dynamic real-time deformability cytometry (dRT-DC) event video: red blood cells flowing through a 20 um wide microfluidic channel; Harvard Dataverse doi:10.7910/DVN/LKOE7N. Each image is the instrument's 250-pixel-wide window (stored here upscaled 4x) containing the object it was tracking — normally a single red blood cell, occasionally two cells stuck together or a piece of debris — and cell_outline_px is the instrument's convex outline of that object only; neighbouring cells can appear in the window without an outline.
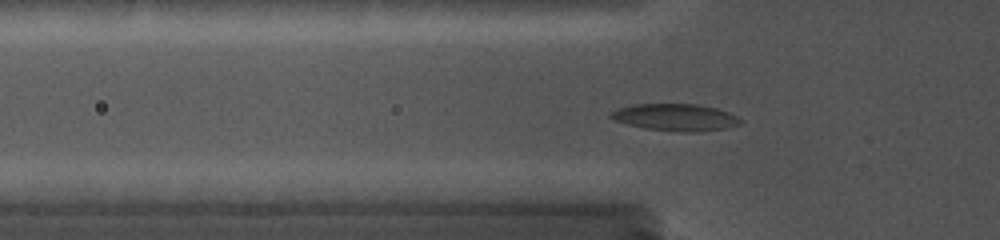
{"species": "common noctule bat (a hibernating species)", "species_latin": "Nyctalus noctula", "temperature_condition": "cold", "stored_images_in_passage": 70, "camera_frame_rate_fps": 5000, "um_per_image_px": 0.085, "animal": {"sex": "female", "body_mass_g": 19.0, "forearm_length_mm": 56.7}, "frame": {"image": 1, "passage_image": 30, "time_ms": 6.2, "image_size_px": [1000, 240], "cell_outline_px": [[744, 120], [740, 124], [724, 128], [700, 132], [684, 132], [644, 128], [612, 120], [608, 116], [616, 108], [632, 104], [696, 104], [716, 108], [728, 112]], "centroid_in_image_um": [57.39, 9.97], "position_along_channel_um": 68.4, "area_um2": 20.46}}
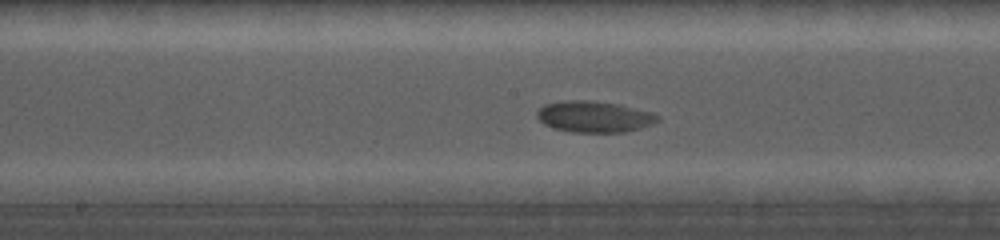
{"frame": {"image": 2, "passage_image": 45, "time_ms": 9.8, "image_size_px": [1000, 240], "cell_outline_px": [[660, 120], [652, 124], [640, 128], [624, 132], [572, 132], [552, 128], [544, 124], [536, 116], [536, 112], [544, 104], [564, 100], [592, 100], [620, 104], [656, 112], [660, 116]], "centroid_in_image_um": [50.54, 9.9], "position_along_channel_um": 197.7, "area_um2": 22.37}}
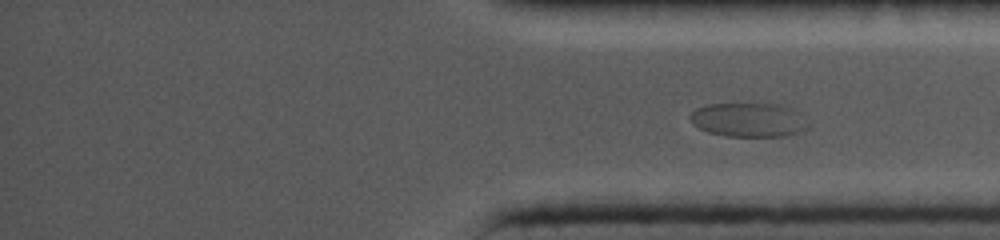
{"frame": {"image": 3, "passage_image": 70, "time_ms": 14.6, "image_size_px": [1000, 240], "cell_outline_px": [[808, 128], [800, 132], [784, 136], [724, 136], [708, 132], [692, 124], [688, 116], [696, 108], [708, 104], [788, 104], [808, 124]], "centroid_in_image_um": [63.61, 10.18], "position_along_channel_um": 371.6, "area_um2": 23.47}}